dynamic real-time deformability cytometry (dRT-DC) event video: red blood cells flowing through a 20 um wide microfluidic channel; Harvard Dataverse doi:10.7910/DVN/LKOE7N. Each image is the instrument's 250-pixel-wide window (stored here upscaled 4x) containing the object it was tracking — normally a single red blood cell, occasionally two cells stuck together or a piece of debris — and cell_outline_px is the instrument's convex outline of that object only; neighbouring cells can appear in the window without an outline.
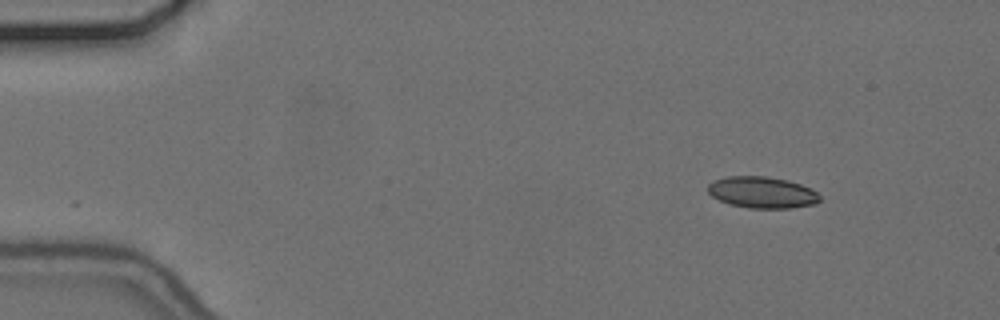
{"species": "common noctule bat (a hibernating species)", "species_latin": "Nyctalus noctula", "temperature_condition": "cold", "stored_images_in_passage": 11, "camera_frame_rate_fps": 3000, "um_per_image_px": 0.085, "animal": {"sex": "female", "body_mass_g": 24.6, "forearm_length_mm": 56.2}, "frame": {"image": 1, "passage_image": 1, "time_ms": 0.0, "image_size_px": [1000, 320], "cell_outline_px": [[820, 200], [816, 204], [792, 208], [748, 208], [728, 204], [712, 196], [708, 192], [708, 184], [712, 180], [728, 176], [768, 176], [788, 180], [812, 188], [820, 196]], "centroid_in_image_um": [64.78, 16.35], "position_along_channel_um": 20.2, "area_um2": 20.75}}